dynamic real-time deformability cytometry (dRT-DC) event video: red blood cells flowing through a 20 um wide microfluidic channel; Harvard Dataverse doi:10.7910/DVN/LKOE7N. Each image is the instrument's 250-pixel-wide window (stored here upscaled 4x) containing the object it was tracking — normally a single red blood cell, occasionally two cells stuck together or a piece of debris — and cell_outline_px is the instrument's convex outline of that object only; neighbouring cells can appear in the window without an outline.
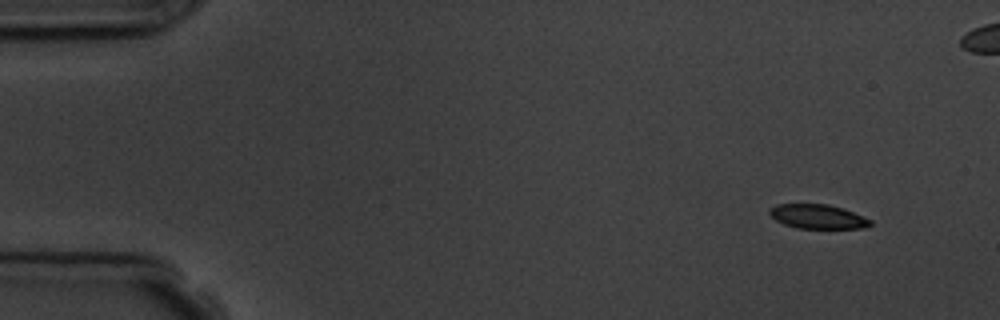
{"species": "common noctule bat (a hibernating species)", "species_latin": "Nyctalus noctula", "temperature_condition": "room temperature", "stored_images_in_passage": 13, "camera_frame_rate_fps": 3000, "um_per_image_px": 0.085, "animal": {"sex": "male", "body_mass_g": 19.5, "forearm_length_mm": 54.6}, "frame": {"image": 1, "passage_image": 1, "time_ms": 0.0, "image_size_px": [1000, 320], "cell_outline_px": [[872, 224], [864, 228], [796, 228], [784, 224], [776, 220], [768, 212], [776, 204], [828, 204], [844, 208], [872, 220]], "centroid_in_image_um": [69.53, 18.4], "position_along_channel_um": 15.5, "area_um2": 14.22}}